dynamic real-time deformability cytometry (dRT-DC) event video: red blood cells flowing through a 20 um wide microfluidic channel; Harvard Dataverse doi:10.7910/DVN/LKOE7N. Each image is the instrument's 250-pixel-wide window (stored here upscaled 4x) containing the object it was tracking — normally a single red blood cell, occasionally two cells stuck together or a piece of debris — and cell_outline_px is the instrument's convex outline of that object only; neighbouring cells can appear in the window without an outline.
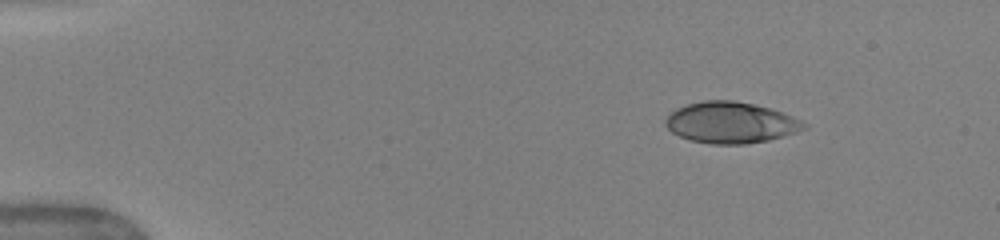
{"species": "human", "species_latin": "Homo sapiens", "temperature_condition": "warm", "stored_images_in_passage": 7, "camera_frame_rate_fps": 3000, "um_per_image_px": 0.085, "donor": {"sex": "female"}, "frame": {"image": 1, "passage_image": 1, "time_ms": 0.0, "image_size_px": [1000, 240], "cell_outline_px": [[808, 128], [796, 132], [768, 140], [748, 144], [712, 144], [688, 140], [672, 132], [664, 124], [664, 120], [676, 108], [688, 104], [704, 100], [736, 100], [756, 104], [772, 108], [792, 116], [808, 124]], "centroid_in_image_um": [62.13, 10.41], "position_along_channel_um": 22.9, "area_um2": 33.47}}
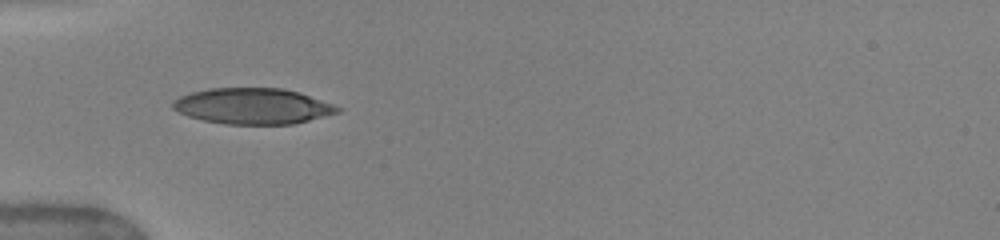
{"frame": {"image": 2, "passage_image": 5, "time_ms": 3.333, "image_size_px": [1000, 240], "cell_outline_px": [[344, 108], [340, 112], [292, 124], [224, 124], [204, 120], [188, 116], [172, 108], [172, 100], [180, 96], [192, 92], [208, 88], [284, 88], [300, 92]], "centroid_in_image_um": [21.5, 9.01], "position_along_channel_um": 63.5, "area_um2": 34.51}}